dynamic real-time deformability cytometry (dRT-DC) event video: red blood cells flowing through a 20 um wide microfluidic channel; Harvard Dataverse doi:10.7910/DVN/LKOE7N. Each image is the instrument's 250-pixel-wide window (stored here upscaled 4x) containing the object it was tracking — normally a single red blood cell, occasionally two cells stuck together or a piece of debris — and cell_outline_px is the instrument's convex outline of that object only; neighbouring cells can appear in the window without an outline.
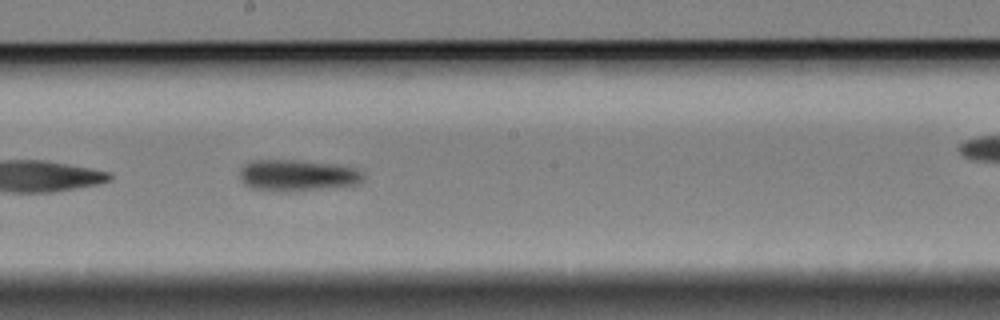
{"species": "Egyptian fruit bat (a non-hibernating species)", "species_latin": "Rousettus aegyptiacus", "temperature_condition": "cold", "stored_images_in_passage": 33, "camera_frame_rate_fps": 3000, "um_per_image_px": 0.085, "animal": {"sex": "female"}, "frame": {"image": 1, "passage_image": 15, "time_ms": 4.667, "image_size_px": [1000, 320], "cell_outline_px": [[364, 180], [360, 184], [288, 192], [248, 188], [240, 180], [240, 168], [248, 160], [300, 160], [336, 164], [356, 168], [364, 172]], "centroid_in_image_um": [25.27, 14.9], "position_along_channel_um": 222.9, "area_um2": 23.06}}
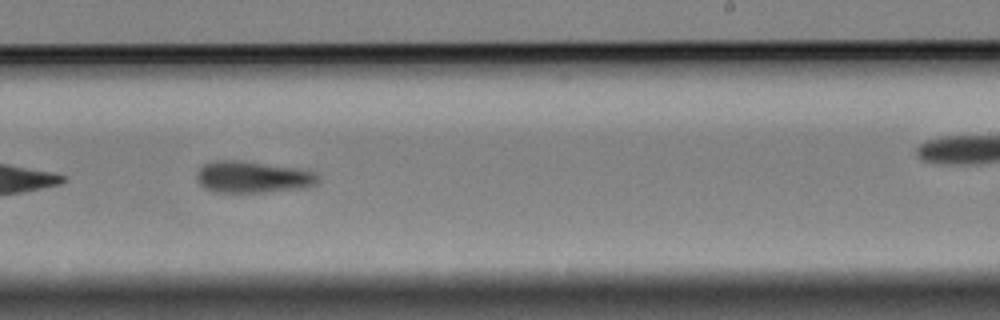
{"frame": {"image": 2, "passage_image": 19, "time_ms": 6.0, "image_size_px": [1000, 320], "cell_outline_px": [[320, 180], [316, 184], [300, 188], [264, 192], [212, 192], [204, 188], [196, 180], [196, 172], [204, 164], [212, 160], [240, 160], [296, 168], [312, 172]], "centroid_in_image_um": [21.39, 15.04], "position_along_channel_um": 267.6, "area_um2": 22.31}, "authors_computed_cell_mechanics": {"area_um2": 22.253, "velocity_mm_per_s": 3.3646, "shape_relaxation_time_tau1_ms": 9.5196, "shape_relaxation_time_tau2_ms": null, "deformation_change_tau1": 0.1481, "deformation_change_tau2": null}}